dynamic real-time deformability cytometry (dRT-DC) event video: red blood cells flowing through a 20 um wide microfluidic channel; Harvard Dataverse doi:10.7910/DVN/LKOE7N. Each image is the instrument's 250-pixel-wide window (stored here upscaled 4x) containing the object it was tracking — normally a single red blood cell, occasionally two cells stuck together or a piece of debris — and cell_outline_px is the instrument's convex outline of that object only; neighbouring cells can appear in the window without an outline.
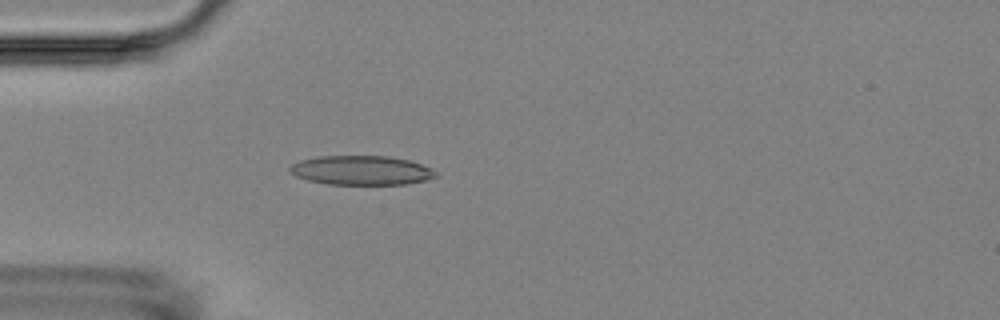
{"species": "Egyptian fruit bat (a non-hibernating species)", "species_latin": "Rousettus aegyptiacus", "temperature_condition": "room temperature", "stored_images_in_passage": 5, "camera_frame_rate_fps": 3000, "um_per_image_px": 0.085, "animal": {"sex": "female"}, "frame": {"image": 1, "passage_image": 5, "time_ms": 5.0, "image_size_px": [1000, 320], "cell_outline_px": [[440, 176], [428, 180], [404, 184], [328, 184], [308, 180], [296, 176], [288, 172], [288, 168], [292, 164], [300, 160], [320, 156], [388, 156], [408, 160], [432, 168]], "centroid_in_image_um": [30.72, 14.48], "position_along_channel_um": 54.3, "area_um2": 24.97}}